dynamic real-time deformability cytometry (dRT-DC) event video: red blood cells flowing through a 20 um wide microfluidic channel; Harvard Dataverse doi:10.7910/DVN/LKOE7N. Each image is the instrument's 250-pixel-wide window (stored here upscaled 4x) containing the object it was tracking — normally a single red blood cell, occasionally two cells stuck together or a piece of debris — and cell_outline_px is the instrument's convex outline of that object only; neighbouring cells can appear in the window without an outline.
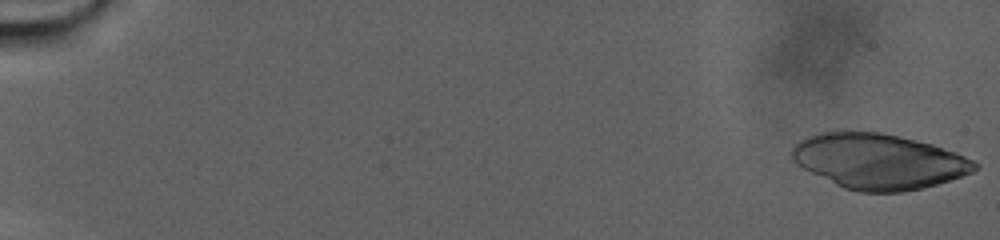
{"species": "human", "species_latin": "Homo sapiens", "temperature_condition": "warm", "stored_images_in_passage": 70, "camera_frame_rate_fps": 3000, "um_per_image_px": 0.085, "donor": {"sex": "male"}, "frame": {"image": 1, "passage_image": 1, "time_ms": 0.0, "image_size_px": [1000, 240], "cell_outline_px": [[976, 168], [972, 172], [936, 184], [920, 188], [900, 192], [860, 192], [844, 188], [796, 164], [792, 160], [788, 152], [792, 144], [816, 132], [844, 128], [880, 132], [916, 140], [932, 144], [956, 152], [972, 160], [976, 164]], "centroid_in_image_um": [74.58, 13.66], "position_along_channel_um": 10.4, "area_um2": 59.36}}
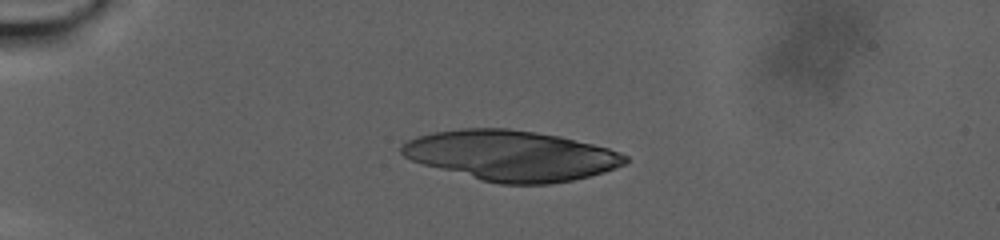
{"frame": {"image": 2, "passage_image": 27, "time_ms": 8.667, "image_size_px": [1000, 240], "cell_outline_px": [[628, 160], [624, 164], [604, 172], [572, 180], [548, 184], [500, 184], [484, 180], [424, 164], [412, 160], [404, 156], [400, 152], [400, 148], [408, 140], [416, 136], [432, 132], [460, 128], [508, 128], [560, 136], [608, 148], [620, 152], [628, 156]], "centroid_in_image_um": [43.46, 13.21], "position_along_channel_um": 41.5, "area_um2": 65.03}}